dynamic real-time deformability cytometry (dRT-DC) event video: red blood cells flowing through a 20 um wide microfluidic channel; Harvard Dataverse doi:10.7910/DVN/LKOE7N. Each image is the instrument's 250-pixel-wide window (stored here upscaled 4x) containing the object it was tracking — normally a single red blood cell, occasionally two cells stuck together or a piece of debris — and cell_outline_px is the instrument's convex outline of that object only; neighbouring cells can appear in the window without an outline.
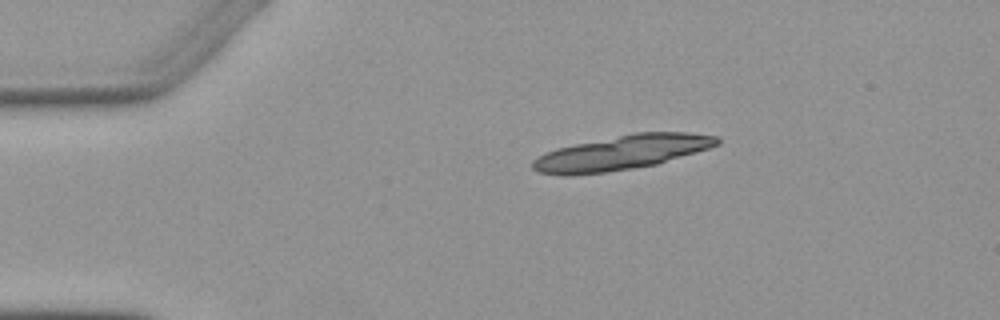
{"species": "Egyptian fruit bat (a non-hibernating species)", "species_latin": "Rousettus aegyptiacus", "temperature_condition": "warm", "stored_images_in_passage": 2, "camera_frame_rate_fps": 3000, "um_per_image_px": 0.085, "animal": {"sex": "female"}, "frame": {"image": 1, "passage_image": 2, "time_ms": 2.0, "image_size_px": [1000, 320], "cell_outline_px": [[720, 144], [696, 152], [656, 164], [632, 168], [604, 172], [564, 176], [540, 172], [532, 168], [532, 160], [544, 152], [556, 148], [636, 132], [688, 132], [716, 136], [720, 140]], "centroid_in_image_um": [52.83, 12.97], "position_along_channel_um": 32.2, "area_um2": 36.65}}